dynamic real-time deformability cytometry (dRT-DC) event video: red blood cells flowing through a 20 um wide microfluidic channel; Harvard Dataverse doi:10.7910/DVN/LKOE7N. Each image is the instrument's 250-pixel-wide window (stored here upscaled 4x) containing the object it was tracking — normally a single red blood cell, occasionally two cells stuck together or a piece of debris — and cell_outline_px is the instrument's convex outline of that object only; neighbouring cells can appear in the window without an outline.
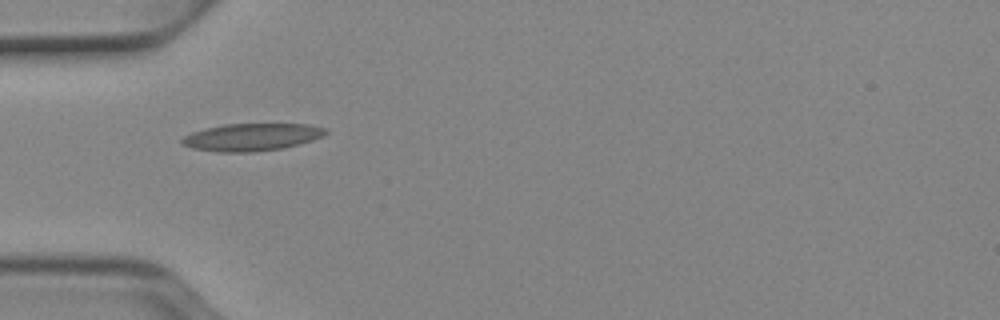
{"species": "Egyptian fruit bat (a non-hibernating species)", "species_latin": "Rousettus aegyptiacus", "temperature_condition": "cold", "stored_images_in_passage": 36, "camera_frame_rate_fps": 3000, "um_per_image_px": 0.085, "animal": {"sex": "female"}, "frame": {"image": 1, "passage_image": 1, "time_ms": 0.0, "image_size_px": [1000, 320], "cell_outline_px": [[328, 132], [324, 136], [312, 140], [284, 148], [252, 152], [220, 152], [192, 148], [184, 144], [180, 140], [184, 136], [192, 132], [224, 124], [308, 124], [328, 128]], "centroid_in_image_um": [21.45, 11.65], "position_along_channel_um": 63.6, "area_um2": 22.89}}
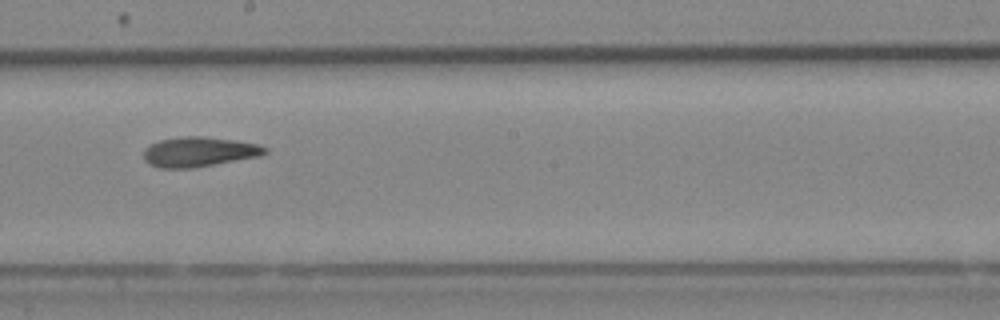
{"frame": {"image": 2, "passage_image": 14, "time_ms": 4.333, "image_size_px": [1000, 320], "cell_outline_px": [[268, 152], [260, 156], [216, 164], [192, 168], [160, 168], [148, 164], [144, 160], [144, 148], [160, 140], [184, 136], [204, 136], [260, 144], [268, 148]], "centroid_in_image_um": [16.93, 12.91], "position_along_channel_um": 231.3, "area_um2": 21.15}}
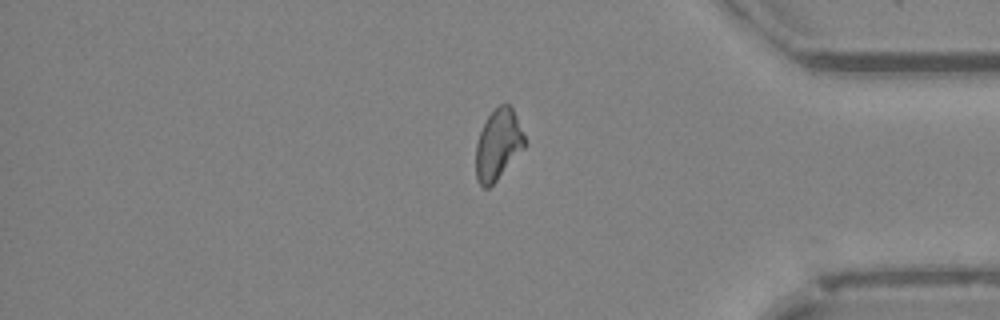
{"frame": {"image": 3, "passage_image": 28, "time_ms": 9.0, "image_size_px": [1000, 320], "cell_outline_px": [[524, 148], [496, 180], [488, 188], [484, 188], [476, 180], [476, 144], [480, 132], [488, 116], [500, 104], [508, 104], [512, 108], [516, 116], [524, 136]], "centroid_in_image_um": [42.32, 12.3], "position_along_channel_um": 392.9, "area_um2": 19.59}, "authors_computed_cell_mechanics": {"area_um2": 20.5768, "velocity_mm_per_s": 3.9177, "shape_relaxation_time_tau1_ms": null, "shape_relaxation_time_tau2_ms": 2.9729, "deformation_change_tau1": null, "deformation_change_tau2": 0.1061}}